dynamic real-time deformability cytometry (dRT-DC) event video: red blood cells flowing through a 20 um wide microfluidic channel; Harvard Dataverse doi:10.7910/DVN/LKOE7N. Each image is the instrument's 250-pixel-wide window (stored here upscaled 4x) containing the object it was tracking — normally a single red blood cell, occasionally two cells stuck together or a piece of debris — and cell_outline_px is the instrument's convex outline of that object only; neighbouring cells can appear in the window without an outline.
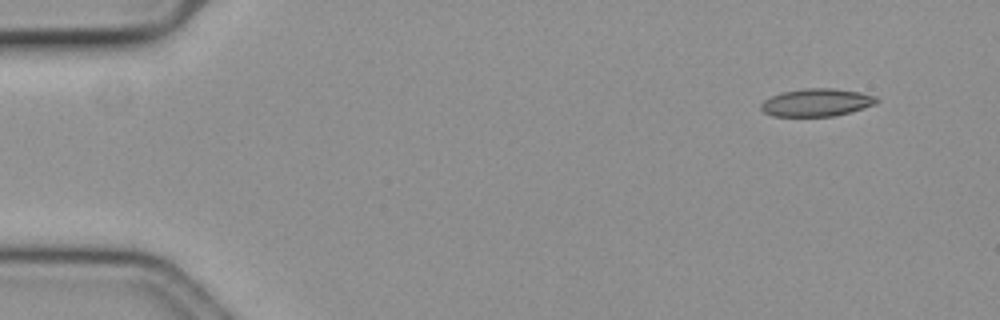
{"species": "common noctule bat (a hibernating species)", "species_latin": "Nyctalus noctula", "temperature_condition": "cold", "stored_images_in_passage": 54, "camera_frame_rate_fps": 3000, "um_per_image_px": 0.085, "animal": {"sex": "female", "body_mass_g": 19.3, "forearm_length_mm": 54.1}, "frame": {"image": 1, "passage_image": 1, "time_ms": 0.0, "image_size_px": [1000, 320], "cell_outline_px": [[880, 100], [876, 104], [864, 108], [836, 116], [772, 116], [764, 112], [760, 108], [760, 104], [764, 100], [772, 96], [784, 92], [808, 88], [832, 88], [856, 92], [876, 96]], "centroid_in_image_um": [69.42, 8.72], "position_along_channel_um": 15.6, "area_um2": 18.55}}
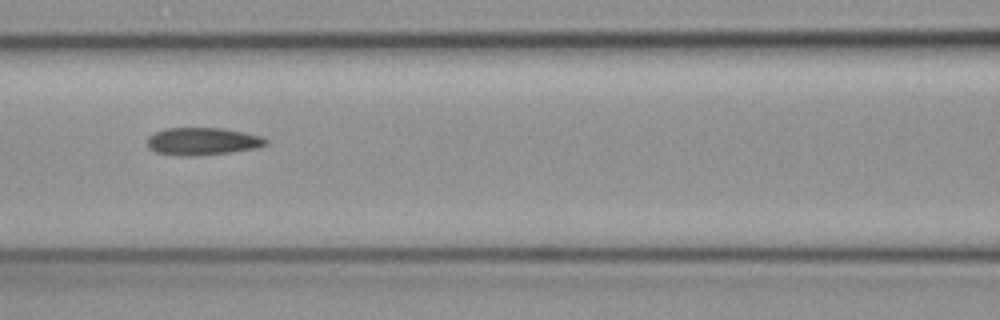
{"frame": {"image": 2, "passage_image": 22, "time_ms": 7.0, "image_size_px": [1000, 320], "cell_outline_px": [[268, 144], [256, 148], [228, 152], [192, 156], [188, 156], [156, 152], [148, 148], [148, 136], [164, 128], [224, 128], [264, 136], [268, 140]], "centroid_in_image_um": [17.25, 12.0], "position_along_channel_um": 149.4, "area_um2": 18.96}}
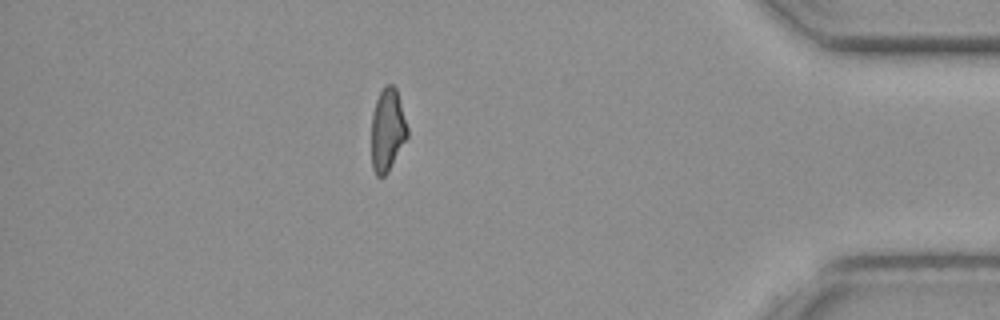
{"frame": {"image": 3, "passage_image": 47, "time_ms": 15.333, "image_size_px": [1000, 320], "cell_outline_px": [[408, 136], [388, 172], [384, 176], [376, 176], [372, 168], [372, 112], [376, 100], [384, 84], [392, 84], [396, 88], [408, 128]], "centroid_in_image_um": [32.93, 11.04], "position_along_channel_um": 402.3, "area_um2": 17.34}, "authors_computed_cell_mechanics": {"area_um2": 18.6983, "velocity_mm_per_s": 3.5552, "shape_relaxation_time_tau1_ms": null, "shape_relaxation_time_tau2_ms": 4.3015, "deformation_change_tau1": null, "deformation_change_tau2": 0.128}}